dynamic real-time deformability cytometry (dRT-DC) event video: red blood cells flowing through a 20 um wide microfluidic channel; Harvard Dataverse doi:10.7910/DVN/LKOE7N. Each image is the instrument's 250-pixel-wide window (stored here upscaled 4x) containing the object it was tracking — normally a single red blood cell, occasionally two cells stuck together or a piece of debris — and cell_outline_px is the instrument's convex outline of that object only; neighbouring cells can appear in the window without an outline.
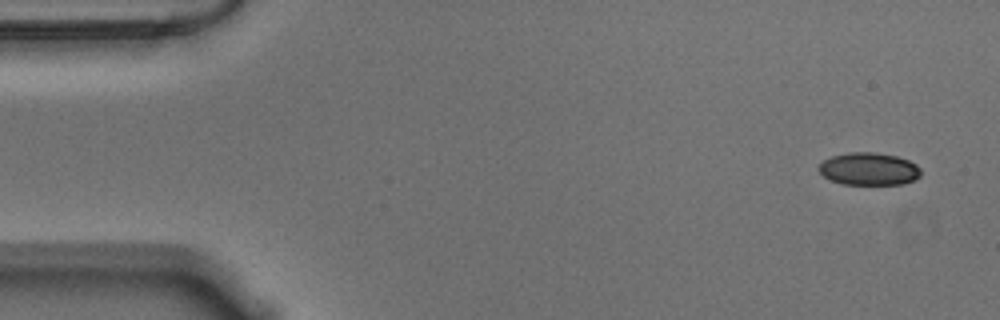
{"species": "Egyptian fruit bat (a non-hibernating species)", "species_latin": "Rousettus aegyptiacus", "temperature_condition": "warm", "stored_images_in_passage": 54, "camera_frame_rate_fps": 3000, "um_per_image_px": 0.085, "animal": {"sex": "male"}, "frame": {"image": 1, "passage_image": 1, "time_ms": 0.0, "image_size_px": [1000, 320], "cell_outline_px": [[920, 176], [916, 180], [904, 184], [844, 184], [832, 180], [824, 176], [816, 168], [824, 160], [832, 156], [848, 152], [872, 152], [896, 156], [908, 160], [916, 164], [920, 168]], "centroid_in_image_um": [73.87, 14.36], "position_along_channel_um": 11.1, "area_um2": 19.36}}
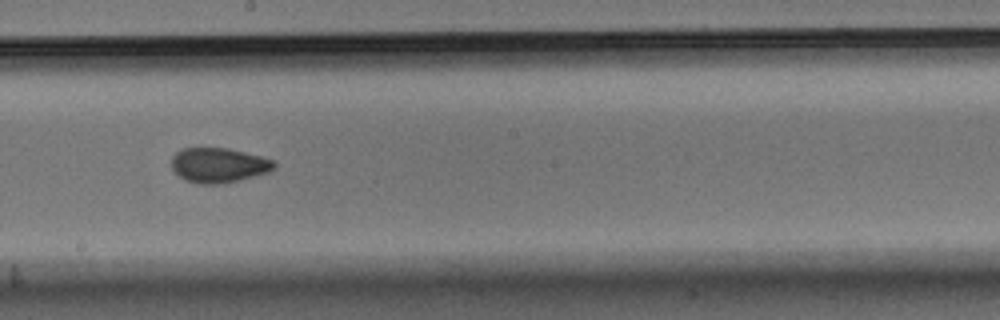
{"frame": {"image": 2, "passage_image": 29, "time_ms": 9.333, "image_size_px": [1000, 320], "cell_outline_px": [[276, 168], [268, 172], [236, 180], [216, 184], [200, 184], [184, 180], [172, 168], [172, 156], [180, 148], [228, 148], [260, 156], [272, 160], [276, 164]], "centroid_in_image_um": [18.56, 14.03], "position_along_channel_um": 229.6, "area_um2": 20.58}}
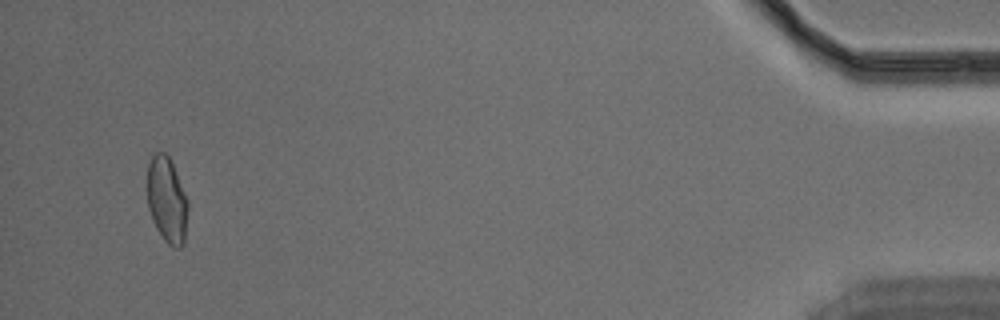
{"frame": {"image": 3, "passage_image": 52, "time_ms": 17.0, "image_size_px": [1000, 320], "cell_outline_px": [[188, 208], [184, 244], [180, 248], [172, 248], [164, 240], [156, 228], [152, 220], [148, 208], [144, 188], [148, 164], [152, 156], [156, 152], [164, 152], [168, 156], [172, 164], [188, 200]], "centroid_in_image_um": [14.14, 17.01], "position_along_channel_um": 421.1, "area_um2": 20.92}, "authors_computed_cell_mechanics": {"area_um2": 20.6346, "velocity_mm_per_s": 3.5608, "shape_relaxation_time_tau1_ms": 10.328, "shape_relaxation_time_tau2_ms": 1.6856, "deformation_change_tau1": 0.1668, "deformation_change_tau2": 0.063}}